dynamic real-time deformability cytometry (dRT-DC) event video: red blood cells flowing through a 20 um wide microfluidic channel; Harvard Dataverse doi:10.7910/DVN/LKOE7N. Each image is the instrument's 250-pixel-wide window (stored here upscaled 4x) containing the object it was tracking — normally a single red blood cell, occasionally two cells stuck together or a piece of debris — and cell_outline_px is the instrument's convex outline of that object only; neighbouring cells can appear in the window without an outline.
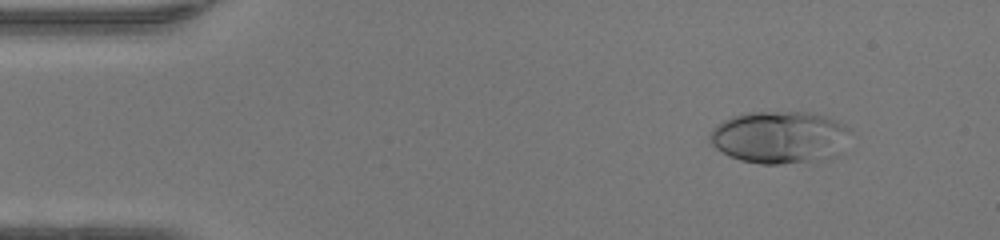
{"species": "human", "species_latin": "Homo sapiens", "temperature_condition": "warm", "stored_images_in_passage": 48, "camera_frame_rate_fps": 3000, "um_per_image_px": 0.085, "donor": {"sex": "female"}, "frame": {"image": 1, "passage_image": 5, "time_ms": 1.333, "image_size_px": [1000, 240], "cell_outline_px": [[852, 128], [812, 160], [780, 164], [760, 164], [740, 160], [728, 156], [716, 148], [712, 144], [708, 136], [712, 128], [724, 120], [732, 116], [744, 112], [808, 112], [828, 116]], "centroid_in_image_um": [65.98, 11.59], "position_along_channel_um": 19.0, "area_um2": 40.63}}
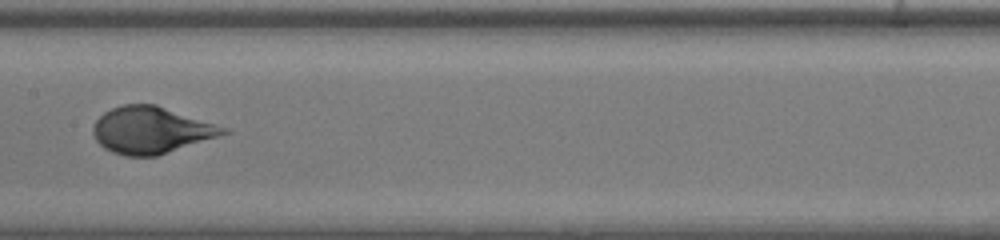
{"frame": {"image": 2, "passage_image": 24, "time_ms": 7.667, "image_size_px": [1000, 240], "cell_outline_px": [[232, 132], [156, 156], [124, 156], [112, 152], [104, 148], [96, 140], [92, 132], [92, 128], [96, 120], [104, 112], [112, 108], [124, 104], [156, 104], [228, 128]], "centroid_in_image_um": [12.84, 11.06], "position_along_channel_um": 194.6, "area_um2": 35.43}}
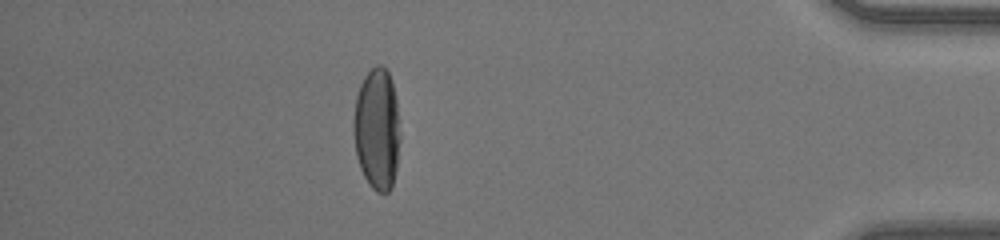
{"frame": {"image": 3, "passage_image": 42, "time_ms": 13.667, "image_size_px": [1000, 240], "cell_outline_px": [[400, 140], [396, 168], [392, 188], [388, 192], [376, 192], [368, 184], [360, 168], [356, 156], [352, 132], [352, 120], [356, 96], [360, 84], [364, 76], [376, 64], [380, 64], [388, 72], [392, 80], [396, 100], [400, 136]], "centroid_in_image_um": [32.02, 10.98], "position_along_channel_um": 403.2, "area_um2": 33.52}, "authors_computed_cell_mechanics": {"area_um2": 36.0094, "velocity_mm_per_s": 4.2745, "shape_relaxation_time_tau1_ms": 3.2806, "shape_relaxation_time_tau2_ms": null, "deformation_change_tau1": 0.209, "deformation_change_tau2": null}}